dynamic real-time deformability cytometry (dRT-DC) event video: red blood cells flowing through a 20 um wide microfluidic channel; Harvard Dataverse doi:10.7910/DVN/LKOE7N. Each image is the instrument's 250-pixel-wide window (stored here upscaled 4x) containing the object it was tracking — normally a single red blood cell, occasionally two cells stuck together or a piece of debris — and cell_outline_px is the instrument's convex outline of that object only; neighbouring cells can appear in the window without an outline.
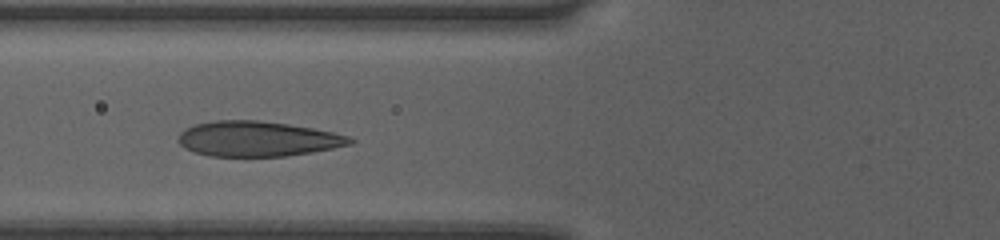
{"species": "human", "species_latin": "Homo sapiens", "temperature_condition": "room temperature", "stored_images_in_passage": 27, "camera_frame_rate_fps": 3000, "um_per_image_px": 0.085, "donor": {"sex": "female"}, "frame": {"image": 1, "passage_image": 3, "time_ms": 0.667, "image_size_px": [1000, 240], "cell_outline_px": [[356, 140], [352, 144], [312, 152], [284, 156], [208, 156], [184, 148], [176, 140], [180, 132], [196, 124], [216, 120], [256, 120], [288, 124], [312, 128], [332, 132], [348, 136]], "centroid_in_image_um": [21.88, 11.8], "position_along_channel_um": 103.9, "area_um2": 35.03}}
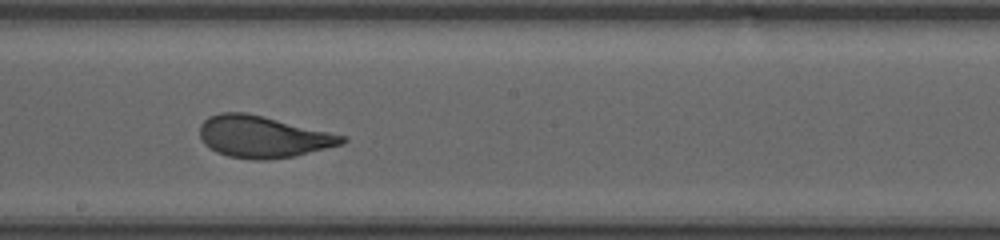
{"frame": {"image": 2, "passage_image": 12, "time_ms": 3.667, "image_size_px": [1000, 240], "cell_outline_px": [[348, 140], [344, 144], [296, 156], [264, 160], [252, 160], [228, 156], [216, 152], [204, 144], [200, 136], [200, 124], [208, 116], [220, 112], [244, 112], [348, 136]], "centroid_in_image_um": [22.36, 11.63], "position_along_channel_um": 225.8, "area_um2": 34.74}}
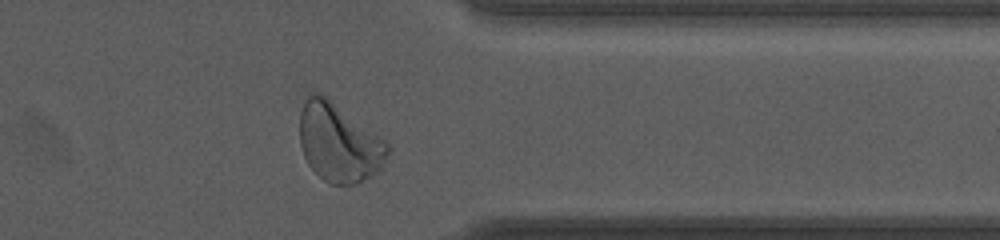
{"frame": {"image": 3, "passage_image": 24, "time_ms": 7.667, "image_size_px": [1000, 240], "cell_outline_px": [[388, 152], [380, 168], [376, 172], [356, 184], [332, 184], [324, 180], [308, 164], [304, 156], [300, 144], [300, 112], [304, 100], [308, 96], [316, 92], [324, 96], [384, 140], [388, 144]], "centroid_in_image_um": [28.76, 12.14], "position_along_channel_um": 382.6, "area_um2": 39.13}, "authors_computed_cell_mechanics": {"area_um2": 34.7378, "velocity_mm_per_s": 4.0529, "shape_relaxation_time_tau1_ms": 3.5514, "shape_relaxation_time_tau2_ms": null, "deformation_change_tau1": 0.1655, "deformation_change_tau2": null}}